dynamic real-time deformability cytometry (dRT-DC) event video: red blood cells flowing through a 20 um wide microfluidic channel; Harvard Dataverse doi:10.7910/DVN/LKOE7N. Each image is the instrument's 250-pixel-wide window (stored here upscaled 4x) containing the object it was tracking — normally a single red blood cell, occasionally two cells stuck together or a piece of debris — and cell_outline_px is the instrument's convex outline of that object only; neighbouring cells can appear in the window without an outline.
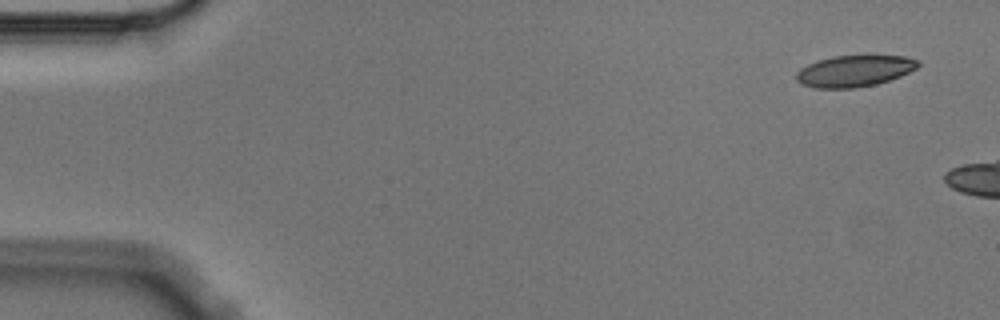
{"species": "Egyptian fruit bat (a non-hibernating species)", "species_latin": "Rousettus aegyptiacus", "temperature_condition": "cold", "stored_images_in_passage": 3, "camera_frame_rate_fps": 3000, "um_per_image_px": 0.085, "animal": {"sex": "male"}, "frame": {"image": 1, "passage_image": 1, "time_ms": 0.0, "image_size_px": [1000, 320], "cell_outline_px": [[920, 64], [916, 68], [900, 76], [876, 84], [852, 88], [816, 88], [800, 84], [796, 80], [796, 72], [800, 68], [816, 60], [832, 56], [868, 52], [904, 56], [920, 60]], "centroid_in_image_um": [72.64, 5.97], "position_along_channel_um": 12.4, "area_um2": 23.29}}